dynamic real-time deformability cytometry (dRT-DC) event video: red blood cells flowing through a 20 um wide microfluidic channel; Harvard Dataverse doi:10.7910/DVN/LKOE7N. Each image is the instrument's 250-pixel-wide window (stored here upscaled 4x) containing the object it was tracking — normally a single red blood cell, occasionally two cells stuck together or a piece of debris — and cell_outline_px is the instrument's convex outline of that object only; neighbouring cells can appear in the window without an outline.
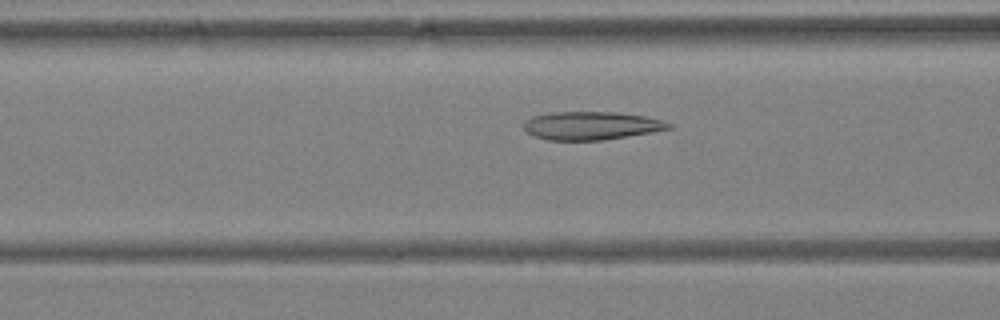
{"species": "Egyptian fruit bat (a non-hibernating species)", "species_latin": "Rousettus aegyptiacus", "temperature_condition": "warm", "stored_images_in_passage": 40, "camera_frame_rate_fps": 3000, "um_per_image_px": 0.085, "animal": {"sex": "female"}, "frame": {"image": 1, "passage_image": 9, "time_ms": 2.667, "image_size_px": [1000, 320], "cell_outline_px": [[672, 128], [652, 132], [604, 140], [548, 140], [536, 136], [528, 132], [524, 128], [524, 120], [532, 116], [552, 112], [616, 112], [644, 116], [660, 120], [672, 124]], "centroid_in_image_um": [50.25, 10.68], "position_along_channel_um": 116.4, "area_um2": 23.7}}
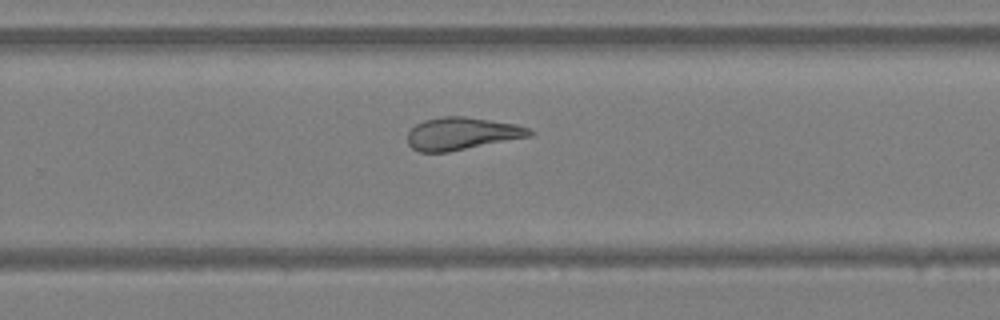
{"frame": {"image": 2, "passage_image": 22, "time_ms": 7.0, "image_size_px": [1000, 320], "cell_outline_px": [[536, 132], [532, 136], [448, 152], [420, 152], [412, 148], [408, 144], [408, 132], [416, 124], [424, 120], [444, 116], [464, 116], [516, 124], [528, 128]], "centroid_in_image_um": [39.27, 11.36], "position_along_channel_um": 290.5, "area_um2": 23.12}}
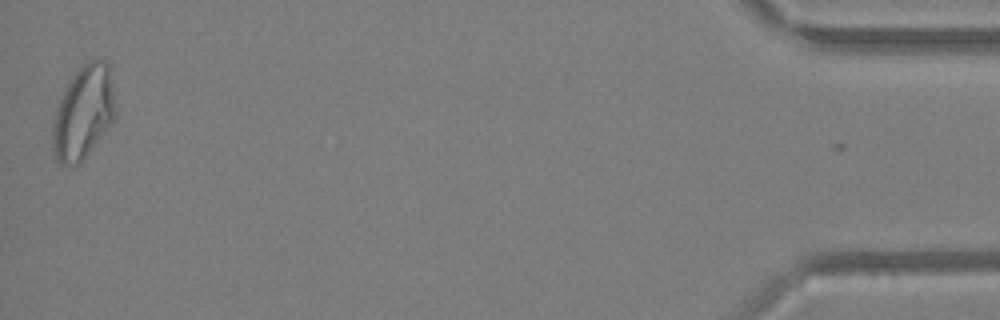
{"frame": {"image": 3, "passage_image": 39, "time_ms": 12.667, "image_size_px": [1000, 320], "cell_outline_px": [[116, 116], [80, 164], [60, 164], [56, 160], [52, 152], [52, 124], [56, 108], [64, 88], [80, 64], [100, 56], [108, 64], [116, 112]], "centroid_in_image_um": [7.06, 9.53], "position_along_channel_um": 428.1, "area_um2": 34.28}, "authors_computed_cell_mechanics": {"area_um2": 24.0448, "velocity_mm_per_s": 4.0289, "shape_relaxation_time_tau1_ms": null, "shape_relaxation_time_tau2_ms": 2.2089, "deformation_change_tau1": null, "deformation_change_tau2": 0.1099}}